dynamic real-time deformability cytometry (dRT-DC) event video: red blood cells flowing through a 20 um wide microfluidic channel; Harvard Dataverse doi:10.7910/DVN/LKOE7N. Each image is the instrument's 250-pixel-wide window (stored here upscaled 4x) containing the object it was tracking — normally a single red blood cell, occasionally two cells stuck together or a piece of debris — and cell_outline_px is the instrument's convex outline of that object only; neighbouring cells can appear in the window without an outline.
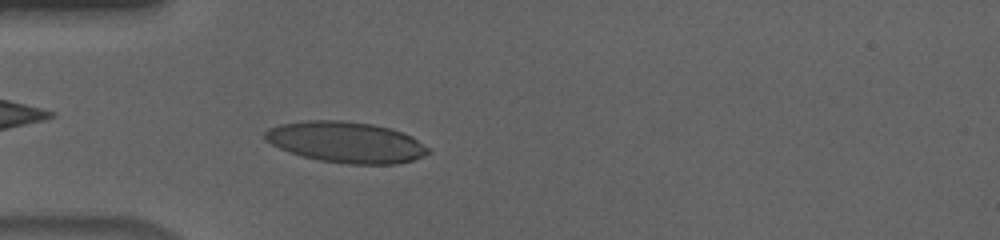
{"species": "human", "species_latin": "Homo sapiens", "temperature_condition": "cold", "stored_images_in_passage": 52, "camera_frame_rate_fps": 3000, "um_per_image_px": 0.085, "donor": {"sex": "male"}, "frame": {"image": 1, "passage_image": 13, "time_ms": 4.0, "image_size_px": [1000, 240], "cell_outline_px": [[428, 152], [424, 156], [412, 160], [396, 164], [344, 164], [320, 160], [288, 152], [264, 140], [264, 132], [268, 128], [280, 124], [308, 120], [340, 120], [372, 124], [388, 128], [412, 136], [428, 148]], "centroid_in_image_um": [29.37, 12.09], "position_along_channel_um": 55.6, "area_um2": 38.78}}
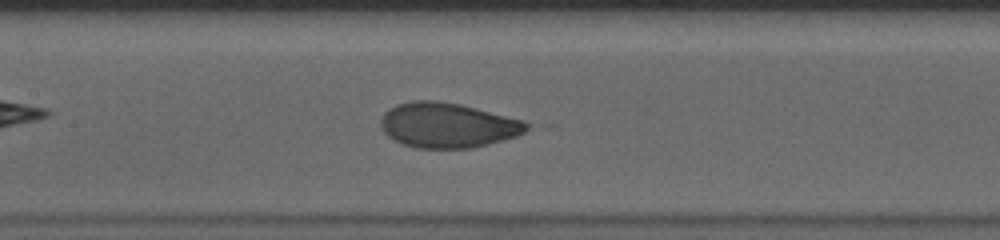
{"frame": {"image": 2, "passage_image": 23, "time_ms": 7.333, "image_size_px": [1000, 240], "cell_outline_px": [[532, 128], [516, 136], [504, 140], [472, 148], [416, 148], [400, 144], [392, 140], [380, 128], [380, 120], [384, 112], [388, 108], [396, 104], [412, 100], [436, 100], [460, 104], [524, 120], [532, 124]], "centroid_in_image_um": [38.04, 10.64], "position_along_channel_um": 169.4, "area_um2": 38.78}}
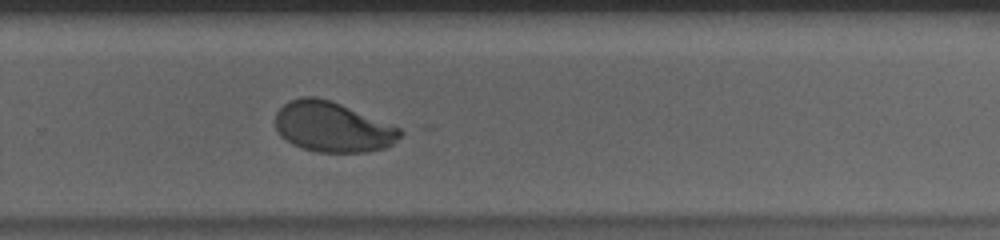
{"frame": {"image": 3, "passage_image": 34, "time_ms": 11.0, "image_size_px": [1000, 240], "cell_outline_px": [[404, 132], [388, 148], [368, 152], [316, 152], [300, 148], [292, 144], [280, 136], [276, 128], [276, 112], [284, 104], [292, 100], [304, 96], [316, 96], [332, 100], [400, 128]], "centroid_in_image_um": [28.26, 10.8], "position_along_channel_um": 301.5, "area_um2": 36.65}, "authors_computed_cell_mechanics": {"area_um2": 36.7319, "velocity_mm_per_s": 3.6281, "shape_relaxation_time_tau1_ms": 3.9493, "shape_relaxation_time_tau2_ms": null, "deformation_change_tau1": 0.1685, "deformation_change_tau2": null}}